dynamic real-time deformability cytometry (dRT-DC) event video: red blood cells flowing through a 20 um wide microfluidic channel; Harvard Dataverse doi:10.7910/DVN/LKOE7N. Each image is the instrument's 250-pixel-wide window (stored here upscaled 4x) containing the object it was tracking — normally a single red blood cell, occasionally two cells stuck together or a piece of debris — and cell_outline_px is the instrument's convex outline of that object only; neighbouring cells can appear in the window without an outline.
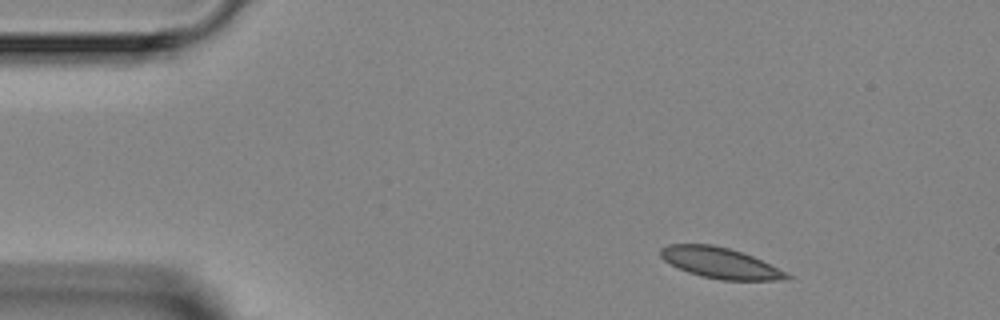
{"species": "Egyptian fruit bat (a non-hibernating species)", "species_latin": "Rousettus aegyptiacus", "temperature_condition": "room temperature", "stored_images_in_passage": 3, "camera_frame_rate_fps": 3000, "um_per_image_px": 0.085, "animal": {"sex": "female"}, "frame": {"image": 1, "passage_image": 1, "time_ms": 0.0, "image_size_px": [1000, 320], "cell_outline_px": [[792, 280], [720, 280], [700, 276], [676, 268], [664, 260], [660, 256], [660, 248], [668, 244], [712, 244], [728, 248], [752, 256], [792, 276]], "centroid_in_image_um": [61.16, 22.36], "position_along_channel_um": 23.8, "area_um2": 22.54}}
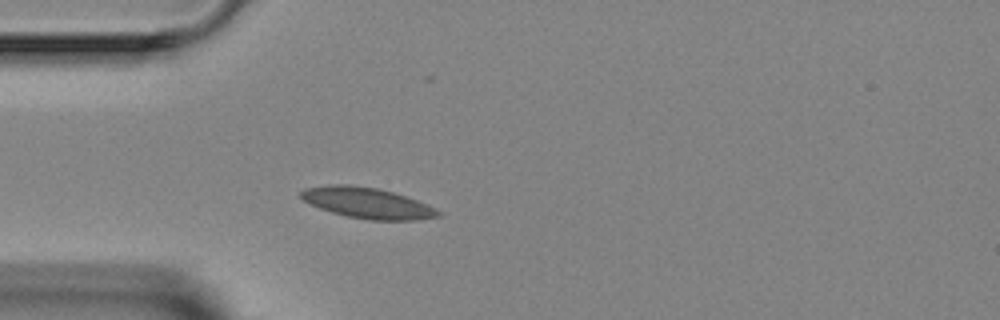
{"frame": {"image": 2, "passage_image": 3, "time_ms": 2.333, "image_size_px": [1000, 320], "cell_outline_px": [[440, 216], [416, 220], [368, 220], [348, 216], [332, 212], [320, 208], [304, 200], [300, 196], [300, 192], [304, 188], [328, 184], [348, 184], [376, 188], [392, 192], [416, 200], [436, 208], [440, 212]], "centroid_in_image_um": [31.2, 17.25], "position_along_channel_um": 53.8, "area_um2": 24.39}}